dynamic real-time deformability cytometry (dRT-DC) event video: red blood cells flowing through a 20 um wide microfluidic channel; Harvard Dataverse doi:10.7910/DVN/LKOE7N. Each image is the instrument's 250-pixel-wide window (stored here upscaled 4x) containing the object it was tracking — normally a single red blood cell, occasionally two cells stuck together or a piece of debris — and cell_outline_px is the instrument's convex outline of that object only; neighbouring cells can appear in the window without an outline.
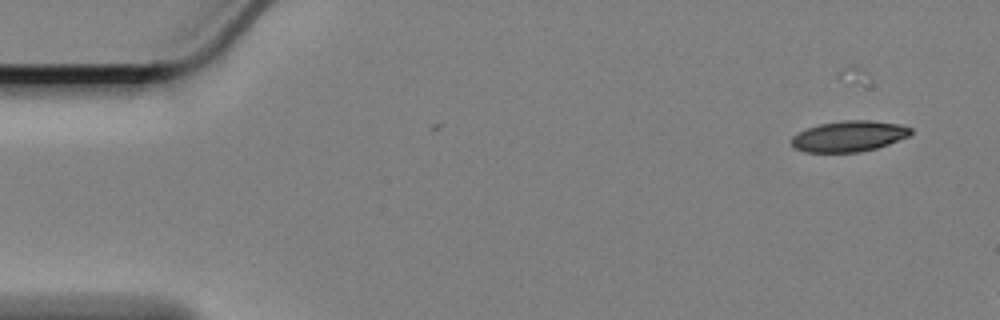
{"species": "Egyptian fruit bat (a non-hibernating species)", "species_latin": "Rousettus aegyptiacus", "temperature_condition": "cold", "stored_images_in_passage": 3, "camera_frame_rate_fps": 3000, "um_per_image_px": 0.085, "animal": {"sex": "female"}, "frame": {"image": 1, "passage_image": 1, "time_ms": 0.0, "image_size_px": [1000, 320], "cell_outline_px": [[912, 132], [908, 136], [888, 144], [876, 148], [860, 152], [804, 152], [792, 148], [792, 136], [808, 128], [820, 124], [840, 120], [872, 120], [900, 124], [912, 128]], "centroid_in_image_um": [72.16, 11.58], "position_along_channel_um": 12.8, "area_um2": 21.44}}